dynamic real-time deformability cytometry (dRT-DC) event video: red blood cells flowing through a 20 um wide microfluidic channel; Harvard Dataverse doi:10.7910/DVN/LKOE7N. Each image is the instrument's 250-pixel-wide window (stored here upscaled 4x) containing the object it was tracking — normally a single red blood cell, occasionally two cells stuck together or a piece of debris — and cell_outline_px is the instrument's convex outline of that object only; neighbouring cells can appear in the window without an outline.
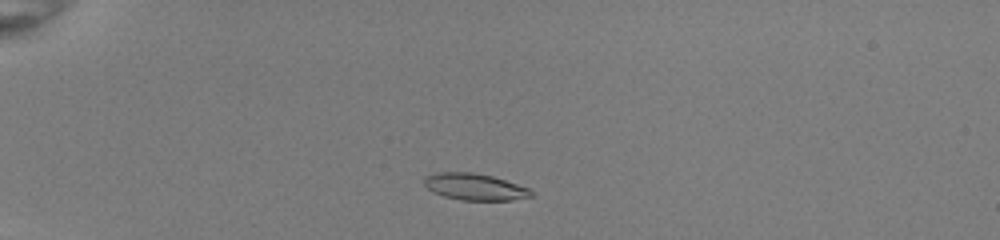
{"species": "common noctule bat (a hibernating species)", "species_latin": "Nyctalus noctula", "temperature_condition": "room temperature", "stored_images_in_passage": 42, "camera_frame_rate_fps": 3000, "um_per_image_px": 0.085, "animal": {"sex": "female", "body_mass_g": 22.0, "forearm_length_mm": 56.7}, "frame": {"image": 1, "passage_image": 5, "time_ms": 1.333, "image_size_px": [1000, 240], "cell_outline_px": [[532, 196], [512, 200], [460, 200], [444, 196], [432, 192], [424, 184], [424, 180], [428, 176], [440, 172], [472, 172], [492, 176], [528, 188], [532, 192]], "centroid_in_image_um": [40.34, 15.89], "position_along_channel_um": 44.7, "area_um2": 16.36}}
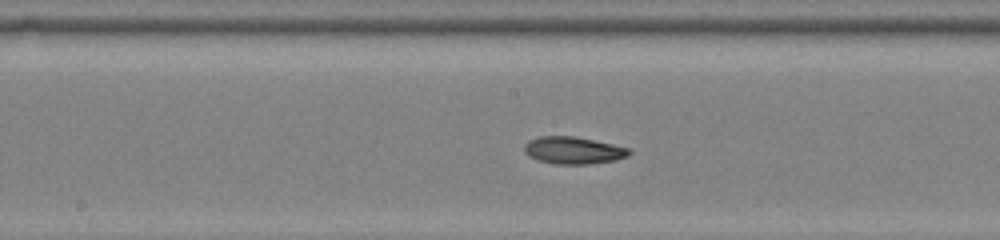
{"frame": {"image": 2, "passage_image": 20, "time_ms": 6.333, "image_size_px": [1000, 240], "cell_outline_px": [[632, 152], [628, 156], [616, 160], [588, 164], [556, 164], [540, 160], [524, 152], [524, 144], [528, 140], [540, 136], [572, 136], [612, 144], [628, 148]], "centroid_in_image_um": [48.74, 12.78], "position_along_channel_um": 199.5, "area_um2": 16.42}}
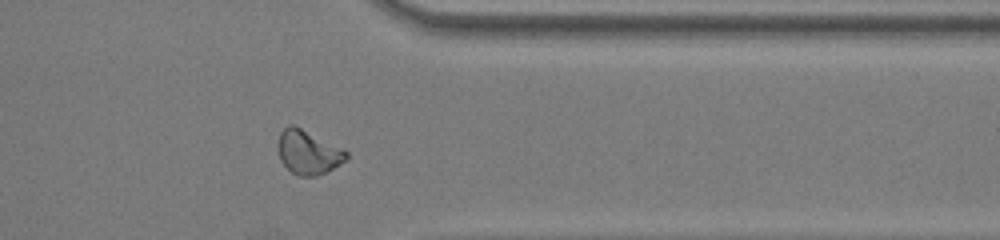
{"frame": {"image": 3, "passage_image": 34, "time_ms": 11.0, "image_size_px": [1000, 240], "cell_outline_px": [[348, 156], [344, 160], [332, 168], [316, 176], [300, 176], [292, 172], [280, 160], [280, 132], [288, 124], [292, 124], [344, 148], [348, 152]], "centroid_in_image_um": [26.22, 12.93], "position_along_channel_um": 385.2, "area_um2": 17.05}, "authors_computed_cell_mechanics": {"area_um2": 16.5597, "velocity_mm_per_s": 4.0261, "shape_relaxation_time_tau1_ms": null, "shape_relaxation_time_tau2_ms": 6.5564, "deformation_change_tau1": null, "deformation_change_tau2": 0.1417}}